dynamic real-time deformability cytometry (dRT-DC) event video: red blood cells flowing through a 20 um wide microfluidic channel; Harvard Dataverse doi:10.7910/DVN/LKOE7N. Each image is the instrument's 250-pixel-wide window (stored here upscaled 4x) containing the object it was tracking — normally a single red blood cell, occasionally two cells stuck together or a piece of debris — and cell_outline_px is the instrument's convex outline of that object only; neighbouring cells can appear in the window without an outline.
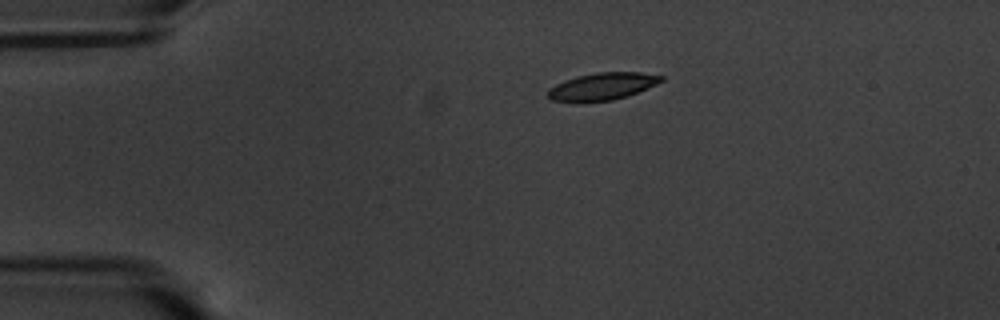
{"species": "common noctule bat (a hibernating species)", "species_latin": "Nyctalus noctula", "temperature_condition": "warm", "stored_images_in_passage": 5, "camera_frame_rate_fps": 3000, "um_per_image_px": 0.085, "animal": {"sex": "male", "body_mass_g": 20.1, "forearm_length_mm": 53.5}, "frame": {"image": 1, "passage_image": 1, "time_ms": 0.0, "image_size_px": [1000, 320], "cell_outline_px": [[664, 80], [656, 84], [628, 96], [612, 100], [580, 104], [552, 100], [548, 96], [548, 88], [564, 80], [596, 72], [640, 72], [664, 76]], "centroid_in_image_um": [51.16, 7.37], "position_along_channel_um": 33.8, "area_um2": 18.32}}